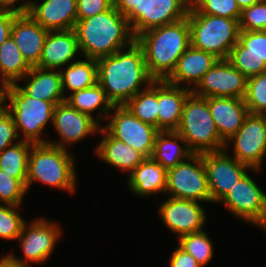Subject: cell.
I'll use <instances>...</instances> for the list:
<instances>
[{"label":"cell","mask_w":266,"mask_h":267,"mask_svg":"<svg viewBox=\"0 0 266 267\" xmlns=\"http://www.w3.org/2000/svg\"><path fill=\"white\" fill-rule=\"evenodd\" d=\"M248 172L220 201L228 212L266 232V193Z\"/></svg>","instance_id":"8fae6325"},{"label":"cell","mask_w":266,"mask_h":267,"mask_svg":"<svg viewBox=\"0 0 266 267\" xmlns=\"http://www.w3.org/2000/svg\"><path fill=\"white\" fill-rule=\"evenodd\" d=\"M78 39L74 29L49 31L40 62L37 67L42 69H62L76 60V55L81 56Z\"/></svg>","instance_id":"ffe728a7"},{"label":"cell","mask_w":266,"mask_h":267,"mask_svg":"<svg viewBox=\"0 0 266 267\" xmlns=\"http://www.w3.org/2000/svg\"><path fill=\"white\" fill-rule=\"evenodd\" d=\"M7 89L8 85L0 80V112L6 109Z\"/></svg>","instance_id":"c3c4849f"},{"label":"cell","mask_w":266,"mask_h":267,"mask_svg":"<svg viewBox=\"0 0 266 267\" xmlns=\"http://www.w3.org/2000/svg\"><path fill=\"white\" fill-rule=\"evenodd\" d=\"M19 0H0V9H11L17 12H26L28 7V0L19 6H15Z\"/></svg>","instance_id":"bcb514c9"},{"label":"cell","mask_w":266,"mask_h":267,"mask_svg":"<svg viewBox=\"0 0 266 267\" xmlns=\"http://www.w3.org/2000/svg\"><path fill=\"white\" fill-rule=\"evenodd\" d=\"M178 246L192 255L201 267H205L214 255L212 241L204 230L180 236Z\"/></svg>","instance_id":"d6a6232c"},{"label":"cell","mask_w":266,"mask_h":267,"mask_svg":"<svg viewBox=\"0 0 266 267\" xmlns=\"http://www.w3.org/2000/svg\"><path fill=\"white\" fill-rule=\"evenodd\" d=\"M113 6V0H77V21L105 12Z\"/></svg>","instance_id":"b9f144b4"},{"label":"cell","mask_w":266,"mask_h":267,"mask_svg":"<svg viewBox=\"0 0 266 267\" xmlns=\"http://www.w3.org/2000/svg\"><path fill=\"white\" fill-rule=\"evenodd\" d=\"M73 154L68 149L50 144H33L29 156L26 190L35 181L52 188L74 193L76 190V171Z\"/></svg>","instance_id":"277c9868"},{"label":"cell","mask_w":266,"mask_h":267,"mask_svg":"<svg viewBox=\"0 0 266 267\" xmlns=\"http://www.w3.org/2000/svg\"><path fill=\"white\" fill-rule=\"evenodd\" d=\"M203 164L211 195V203H218L236 183L251 169L246 164L236 160L224 149L217 152L202 153Z\"/></svg>","instance_id":"4fadbf2b"},{"label":"cell","mask_w":266,"mask_h":267,"mask_svg":"<svg viewBox=\"0 0 266 267\" xmlns=\"http://www.w3.org/2000/svg\"><path fill=\"white\" fill-rule=\"evenodd\" d=\"M0 267H29L13 259L9 254L0 258Z\"/></svg>","instance_id":"7dc6e473"},{"label":"cell","mask_w":266,"mask_h":267,"mask_svg":"<svg viewBox=\"0 0 266 267\" xmlns=\"http://www.w3.org/2000/svg\"><path fill=\"white\" fill-rule=\"evenodd\" d=\"M143 0H113V6L125 16L132 25L142 15Z\"/></svg>","instance_id":"7bdbcfd3"},{"label":"cell","mask_w":266,"mask_h":267,"mask_svg":"<svg viewBox=\"0 0 266 267\" xmlns=\"http://www.w3.org/2000/svg\"><path fill=\"white\" fill-rule=\"evenodd\" d=\"M33 143L20 140L0 153V169L26 186L28 156Z\"/></svg>","instance_id":"1f68e13d"},{"label":"cell","mask_w":266,"mask_h":267,"mask_svg":"<svg viewBox=\"0 0 266 267\" xmlns=\"http://www.w3.org/2000/svg\"><path fill=\"white\" fill-rule=\"evenodd\" d=\"M192 154L177 131H160L156 136L151 158L169 170Z\"/></svg>","instance_id":"4316f807"},{"label":"cell","mask_w":266,"mask_h":267,"mask_svg":"<svg viewBox=\"0 0 266 267\" xmlns=\"http://www.w3.org/2000/svg\"><path fill=\"white\" fill-rule=\"evenodd\" d=\"M65 101L77 111L93 117L100 125L101 119H107L113 107L99 83L67 94ZM97 110H100V113L94 117L93 113Z\"/></svg>","instance_id":"83f0119b"},{"label":"cell","mask_w":266,"mask_h":267,"mask_svg":"<svg viewBox=\"0 0 266 267\" xmlns=\"http://www.w3.org/2000/svg\"><path fill=\"white\" fill-rule=\"evenodd\" d=\"M21 80H26L25 85L18 86L27 96L51 102L54 106L66 99L59 69H42L34 66Z\"/></svg>","instance_id":"cb8c5ba5"},{"label":"cell","mask_w":266,"mask_h":267,"mask_svg":"<svg viewBox=\"0 0 266 267\" xmlns=\"http://www.w3.org/2000/svg\"><path fill=\"white\" fill-rule=\"evenodd\" d=\"M243 100L249 113L266 115V72L248 77Z\"/></svg>","instance_id":"836d02e7"},{"label":"cell","mask_w":266,"mask_h":267,"mask_svg":"<svg viewBox=\"0 0 266 267\" xmlns=\"http://www.w3.org/2000/svg\"><path fill=\"white\" fill-rule=\"evenodd\" d=\"M125 106L139 120L158 129V80L139 91Z\"/></svg>","instance_id":"4dcf8cb0"},{"label":"cell","mask_w":266,"mask_h":267,"mask_svg":"<svg viewBox=\"0 0 266 267\" xmlns=\"http://www.w3.org/2000/svg\"><path fill=\"white\" fill-rule=\"evenodd\" d=\"M7 111L12 115L18 132L22 133V141L33 144H47L43 138L44 127L53 123L54 105L51 102L27 96L18 84L8 85Z\"/></svg>","instance_id":"52a82bcc"},{"label":"cell","mask_w":266,"mask_h":267,"mask_svg":"<svg viewBox=\"0 0 266 267\" xmlns=\"http://www.w3.org/2000/svg\"><path fill=\"white\" fill-rule=\"evenodd\" d=\"M62 236L58 223L46 218H35L29 225L23 224L17 241L23 252L19 259L13 252L9 255L19 263L31 267L30 264L46 262L54 251ZM29 263V264H28Z\"/></svg>","instance_id":"30bf717a"},{"label":"cell","mask_w":266,"mask_h":267,"mask_svg":"<svg viewBox=\"0 0 266 267\" xmlns=\"http://www.w3.org/2000/svg\"><path fill=\"white\" fill-rule=\"evenodd\" d=\"M26 12L49 31L70 30L77 22V0H29Z\"/></svg>","instance_id":"ac0fdd59"},{"label":"cell","mask_w":266,"mask_h":267,"mask_svg":"<svg viewBox=\"0 0 266 267\" xmlns=\"http://www.w3.org/2000/svg\"><path fill=\"white\" fill-rule=\"evenodd\" d=\"M190 7L197 13L240 19L241 10L236 0H191Z\"/></svg>","instance_id":"d590c367"},{"label":"cell","mask_w":266,"mask_h":267,"mask_svg":"<svg viewBox=\"0 0 266 267\" xmlns=\"http://www.w3.org/2000/svg\"><path fill=\"white\" fill-rule=\"evenodd\" d=\"M247 79L228 59H218L203 75L192 92L205 98L233 97L244 99Z\"/></svg>","instance_id":"5bb4252c"},{"label":"cell","mask_w":266,"mask_h":267,"mask_svg":"<svg viewBox=\"0 0 266 267\" xmlns=\"http://www.w3.org/2000/svg\"><path fill=\"white\" fill-rule=\"evenodd\" d=\"M59 71L65 98V92L68 90L71 94L98 83V64L95 59L84 57V59H78L65 66L64 70L60 69Z\"/></svg>","instance_id":"f1b7e54d"},{"label":"cell","mask_w":266,"mask_h":267,"mask_svg":"<svg viewBox=\"0 0 266 267\" xmlns=\"http://www.w3.org/2000/svg\"><path fill=\"white\" fill-rule=\"evenodd\" d=\"M230 63L247 78L266 72L263 59L255 54H243V44L238 40L228 57Z\"/></svg>","instance_id":"e575fe53"},{"label":"cell","mask_w":266,"mask_h":267,"mask_svg":"<svg viewBox=\"0 0 266 267\" xmlns=\"http://www.w3.org/2000/svg\"><path fill=\"white\" fill-rule=\"evenodd\" d=\"M21 206L0 204V238L17 240L25 220L18 212Z\"/></svg>","instance_id":"8d00e7d4"},{"label":"cell","mask_w":266,"mask_h":267,"mask_svg":"<svg viewBox=\"0 0 266 267\" xmlns=\"http://www.w3.org/2000/svg\"><path fill=\"white\" fill-rule=\"evenodd\" d=\"M108 119L110 121L102 127L113 138L151 158L156 136L160 132L157 128L139 120L125 105L113 106Z\"/></svg>","instance_id":"9c48e42d"},{"label":"cell","mask_w":266,"mask_h":267,"mask_svg":"<svg viewBox=\"0 0 266 267\" xmlns=\"http://www.w3.org/2000/svg\"><path fill=\"white\" fill-rule=\"evenodd\" d=\"M158 210L164 225L177 234L178 238L203 230L207 219L206 209L195 200L168 197L161 203Z\"/></svg>","instance_id":"2e32d148"},{"label":"cell","mask_w":266,"mask_h":267,"mask_svg":"<svg viewBox=\"0 0 266 267\" xmlns=\"http://www.w3.org/2000/svg\"><path fill=\"white\" fill-rule=\"evenodd\" d=\"M190 5L191 0H143L142 15L131 25L134 36L186 18Z\"/></svg>","instance_id":"e0dca14e"},{"label":"cell","mask_w":266,"mask_h":267,"mask_svg":"<svg viewBox=\"0 0 266 267\" xmlns=\"http://www.w3.org/2000/svg\"><path fill=\"white\" fill-rule=\"evenodd\" d=\"M208 106L220 139L224 143L242 127L249 114L244 100L233 97H209Z\"/></svg>","instance_id":"44dd1931"},{"label":"cell","mask_w":266,"mask_h":267,"mask_svg":"<svg viewBox=\"0 0 266 267\" xmlns=\"http://www.w3.org/2000/svg\"><path fill=\"white\" fill-rule=\"evenodd\" d=\"M239 41L243 44V54H255L266 64V30H240Z\"/></svg>","instance_id":"ab89813d"},{"label":"cell","mask_w":266,"mask_h":267,"mask_svg":"<svg viewBox=\"0 0 266 267\" xmlns=\"http://www.w3.org/2000/svg\"><path fill=\"white\" fill-rule=\"evenodd\" d=\"M260 0H236V3L240 10L242 11L246 7H250L253 4H256Z\"/></svg>","instance_id":"681fc988"},{"label":"cell","mask_w":266,"mask_h":267,"mask_svg":"<svg viewBox=\"0 0 266 267\" xmlns=\"http://www.w3.org/2000/svg\"><path fill=\"white\" fill-rule=\"evenodd\" d=\"M74 31L85 58L99 59L130 46L136 39L128 19L114 6L90 18L78 20Z\"/></svg>","instance_id":"7a4b0ae2"},{"label":"cell","mask_w":266,"mask_h":267,"mask_svg":"<svg viewBox=\"0 0 266 267\" xmlns=\"http://www.w3.org/2000/svg\"><path fill=\"white\" fill-rule=\"evenodd\" d=\"M98 133L104 137L96 146L95 154L110 166L130 174L146 158L139 151L113 138L102 126Z\"/></svg>","instance_id":"d4e9b609"},{"label":"cell","mask_w":266,"mask_h":267,"mask_svg":"<svg viewBox=\"0 0 266 267\" xmlns=\"http://www.w3.org/2000/svg\"><path fill=\"white\" fill-rule=\"evenodd\" d=\"M18 137L14 119L7 109H5L0 112V153L5 148L18 143L20 141Z\"/></svg>","instance_id":"60d3db41"},{"label":"cell","mask_w":266,"mask_h":267,"mask_svg":"<svg viewBox=\"0 0 266 267\" xmlns=\"http://www.w3.org/2000/svg\"><path fill=\"white\" fill-rule=\"evenodd\" d=\"M168 263L169 267H201L192 255L179 246L172 252Z\"/></svg>","instance_id":"f6af8a7d"},{"label":"cell","mask_w":266,"mask_h":267,"mask_svg":"<svg viewBox=\"0 0 266 267\" xmlns=\"http://www.w3.org/2000/svg\"><path fill=\"white\" fill-rule=\"evenodd\" d=\"M96 61L98 83L113 106L125 105L155 81L148 72L143 50L136 41ZM141 85H144V89H141Z\"/></svg>","instance_id":"6da1fadb"},{"label":"cell","mask_w":266,"mask_h":267,"mask_svg":"<svg viewBox=\"0 0 266 267\" xmlns=\"http://www.w3.org/2000/svg\"><path fill=\"white\" fill-rule=\"evenodd\" d=\"M230 142L234 146L233 158L261 170L266 156V115L249 113L242 127L226 141L225 149Z\"/></svg>","instance_id":"7c38bea8"},{"label":"cell","mask_w":266,"mask_h":267,"mask_svg":"<svg viewBox=\"0 0 266 267\" xmlns=\"http://www.w3.org/2000/svg\"><path fill=\"white\" fill-rule=\"evenodd\" d=\"M175 199L211 203V195L202 154H192L167 170L165 194Z\"/></svg>","instance_id":"ba28073f"},{"label":"cell","mask_w":266,"mask_h":267,"mask_svg":"<svg viewBox=\"0 0 266 267\" xmlns=\"http://www.w3.org/2000/svg\"><path fill=\"white\" fill-rule=\"evenodd\" d=\"M53 128L61 141L48 140L47 143L55 147L67 149L87 136L97 134L102 125L93 117L77 111L66 101L56 104L53 110Z\"/></svg>","instance_id":"9a60e30c"},{"label":"cell","mask_w":266,"mask_h":267,"mask_svg":"<svg viewBox=\"0 0 266 267\" xmlns=\"http://www.w3.org/2000/svg\"><path fill=\"white\" fill-rule=\"evenodd\" d=\"M48 33L49 30L40 26L27 12L20 13L14 19L11 37L31 67L39 64Z\"/></svg>","instance_id":"d6986e66"},{"label":"cell","mask_w":266,"mask_h":267,"mask_svg":"<svg viewBox=\"0 0 266 267\" xmlns=\"http://www.w3.org/2000/svg\"><path fill=\"white\" fill-rule=\"evenodd\" d=\"M239 28L243 31L266 30V2L258 1L241 11Z\"/></svg>","instance_id":"f35d334b"},{"label":"cell","mask_w":266,"mask_h":267,"mask_svg":"<svg viewBox=\"0 0 266 267\" xmlns=\"http://www.w3.org/2000/svg\"><path fill=\"white\" fill-rule=\"evenodd\" d=\"M191 46L228 59L231 49L239 40V19L197 13L191 7L187 14Z\"/></svg>","instance_id":"5b68a950"},{"label":"cell","mask_w":266,"mask_h":267,"mask_svg":"<svg viewBox=\"0 0 266 267\" xmlns=\"http://www.w3.org/2000/svg\"><path fill=\"white\" fill-rule=\"evenodd\" d=\"M193 154L217 152L225 149L208 106V98L191 92L184 103L182 119L176 130Z\"/></svg>","instance_id":"8992f818"},{"label":"cell","mask_w":266,"mask_h":267,"mask_svg":"<svg viewBox=\"0 0 266 267\" xmlns=\"http://www.w3.org/2000/svg\"><path fill=\"white\" fill-rule=\"evenodd\" d=\"M20 14L11 9H0V46L11 36L14 19Z\"/></svg>","instance_id":"ee69618b"},{"label":"cell","mask_w":266,"mask_h":267,"mask_svg":"<svg viewBox=\"0 0 266 267\" xmlns=\"http://www.w3.org/2000/svg\"><path fill=\"white\" fill-rule=\"evenodd\" d=\"M31 68L10 36L0 46V80L7 85L17 84Z\"/></svg>","instance_id":"f546056e"},{"label":"cell","mask_w":266,"mask_h":267,"mask_svg":"<svg viewBox=\"0 0 266 267\" xmlns=\"http://www.w3.org/2000/svg\"><path fill=\"white\" fill-rule=\"evenodd\" d=\"M26 186L0 169V204L21 206L26 195Z\"/></svg>","instance_id":"74e56055"},{"label":"cell","mask_w":266,"mask_h":267,"mask_svg":"<svg viewBox=\"0 0 266 267\" xmlns=\"http://www.w3.org/2000/svg\"><path fill=\"white\" fill-rule=\"evenodd\" d=\"M135 41L143 50L149 74L155 80H166L191 45L188 19L142 32Z\"/></svg>","instance_id":"3957f363"},{"label":"cell","mask_w":266,"mask_h":267,"mask_svg":"<svg viewBox=\"0 0 266 267\" xmlns=\"http://www.w3.org/2000/svg\"><path fill=\"white\" fill-rule=\"evenodd\" d=\"M167 170L152 158H145L130 174L128 187L140 197L165 193Z\"/></svg>","instance_id":"484cf974"},{"label":"cell","mask_w":266,"mask_h":267,"mask_svg":"<svg viewBox=\"0 0 266 267\" xmlns=\"http://www.w3.org/2000/svg\"><path fill=\"white\" fill-rule=\"evenodd\" d=\"M218 61L213 54L190 47L178 59L176 68L166 81L172 85L186 84L190 90L201 81L203 75ZM193 84V85H192ZM191 87H188V86Z\"/></svg>","instance_id":"603a6c76"},{"label":"cell","mask_w":266,"mask_h":267,"mask_svg":"<svg viewBox=\"0 0 266 267\" xmlns=\"http://www.w3.org/2000/svg\"><path fill=\"white\" fill-rule=\"evenodd\" d=\"M192 92L187 87L158 80V130L176 131L182 119L183 106Z\"/></svg>","instance_id":"7402d4cb"}]
</instances>
